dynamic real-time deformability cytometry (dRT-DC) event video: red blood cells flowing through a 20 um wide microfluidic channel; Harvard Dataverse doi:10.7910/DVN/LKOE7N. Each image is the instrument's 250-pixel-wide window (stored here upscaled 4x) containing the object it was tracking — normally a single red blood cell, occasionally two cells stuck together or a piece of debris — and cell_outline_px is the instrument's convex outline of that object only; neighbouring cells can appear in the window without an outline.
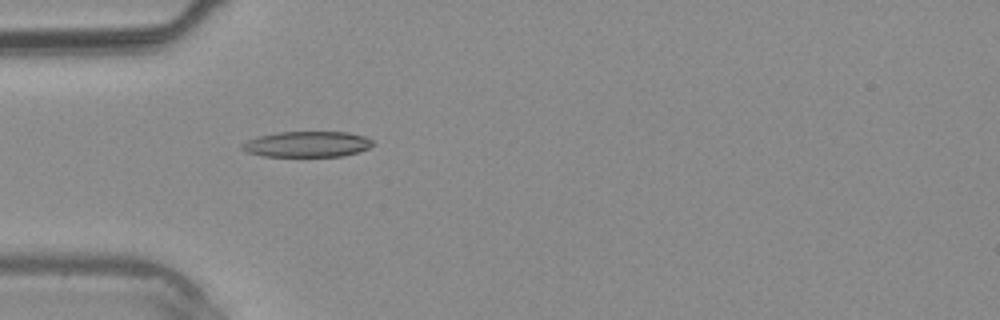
{"species": "common noctule bat (a hibernating species)", "species_latin": "Nyctalus noctula", "temperature_condition": "warm", "stored_images_in_passage": 28, "camera_frame_rate_fps": 3000, "um_per_image_px": 0.085, "animal": {"sex": "male", "body_mass_g": 20.4}, "frame": {"image": 1, "passage_image": 1, "time_ms": 0.0, "image_size_px": [1000, 320], "cell_outline_px": [[376, 144], [368, 148], [344, 156], [264, 156], [248, 152], [240, 148], [240, 144], [248, 140], [260, 136], [276, 132], [348, 132], [364, 136], [372, 140]], "centroid_in_image_um": [26.12, 12.25], "position_along_channel_um": 58.9, "area_um2": 19.54}}
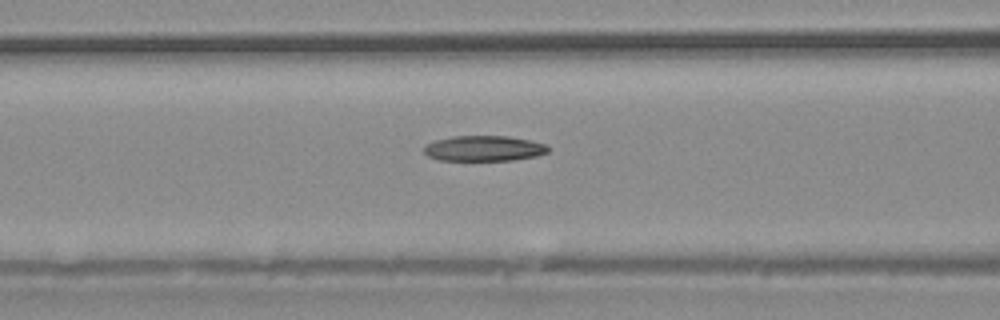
{"frame": {"image": 2, "passage_image": 5, "time_ms": 1.333, "image_size_px": [1000, 320], "cell_outline_px": [[548, 152], [536, 156], [512, 160], [440, 160], [428, 156], [424, 152], [424, 144], [436, 140], [452, 136], [508, 136], [532, 140], [544, 144], [548, 148]], "centroid_in_image_um": [41.11, 12.61], "position_along_channel_um": 125.5, "area_um2": 18.38}}